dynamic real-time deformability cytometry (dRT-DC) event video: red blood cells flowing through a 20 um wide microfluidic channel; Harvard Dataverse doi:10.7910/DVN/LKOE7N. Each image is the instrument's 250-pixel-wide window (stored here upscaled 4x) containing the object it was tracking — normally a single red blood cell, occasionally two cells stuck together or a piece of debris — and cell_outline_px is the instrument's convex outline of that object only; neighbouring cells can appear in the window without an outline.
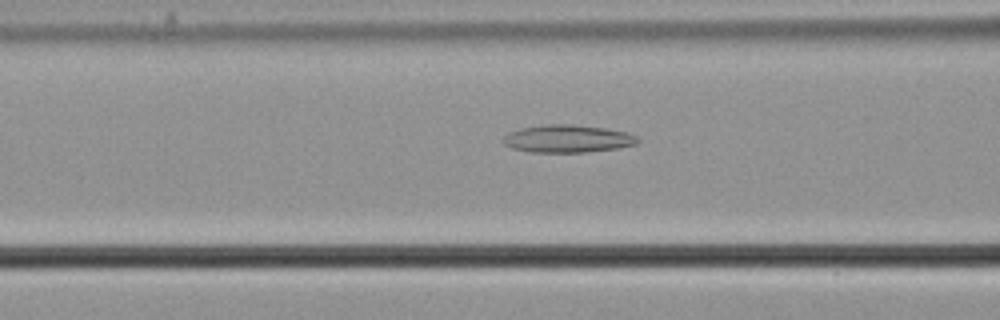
{"species": "common noctule bat (a hibernating species)", "species_latin": "Nyctalus noctula", "temperature_condition": "cold", "stored_images_in_passage": 53, "camera_frame_rate_fps": 3000, "um_per_image_px": 0.085, "animal": {"sex": "male", "body_mass_g": 21.5, "forearm_length_mm": 52.0}, "frame": {"image": 1, "passage_image": 22, "time_ms": 7.0, "image_size_px": [1000, 320], "cell_outline_px": [[640, 140], [636, 144], [620, 148], [584, 152], [532, 152], [512, 148], [504, 144], [500, 140], [508, 132], [520, 128], [544, 124], [572, 124], [604, 128], [628, 132], [636, 136]], "centroid_in_image_um": [48.23, 11.78], "position_along_channel_um": 118.4, "area_um2": 21.85}}
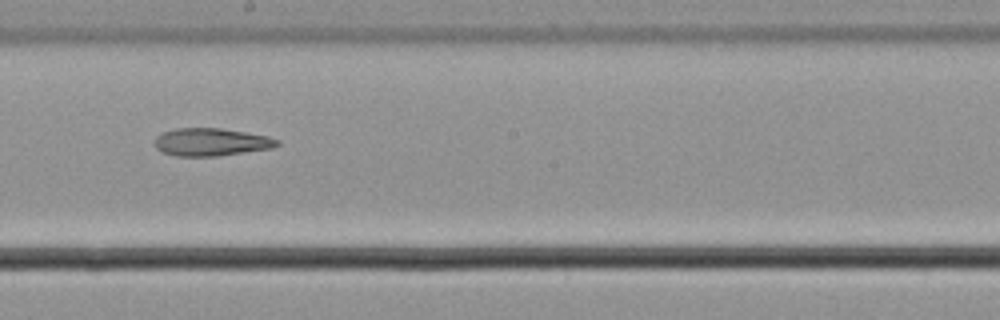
{"frame": {"image": 2, "passage_image": 31, "time_ms": 10.0, "image_size_px": [1000, 320], "cell_outline_px": [[280, 144], [272, 148], [216, 156], [176, 156], [160, 152], [156, 148], [156, 136], [164, 132], [176, 128], [220, 128], [268, 136], [280, 140]], "centroid_in_image_um": [17.95, 12.07], "position_along_channel_um": 230.3, "area_um2": 19.71}}
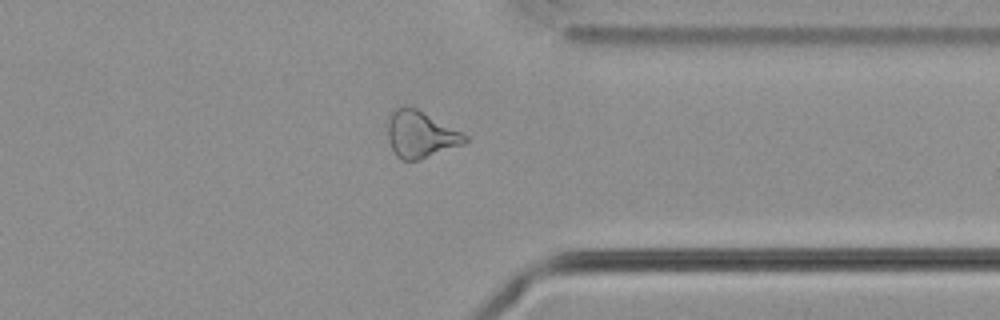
{"frame": {"image": 3, "passage_image": 43, "time_ms": 14.0, "image_size_px": [1000, 320], "cell_outline_px": [[468, 140], [464, 144], [420, 160], [400, 160], [396, 156], [388, 140], [388, 116], [400, 104], [416, 108], [468, 136]], "centroid_in_image_um": [35.72, 11.43], "position_along_channel_um": 375.7, "area_um2": 21.04}}